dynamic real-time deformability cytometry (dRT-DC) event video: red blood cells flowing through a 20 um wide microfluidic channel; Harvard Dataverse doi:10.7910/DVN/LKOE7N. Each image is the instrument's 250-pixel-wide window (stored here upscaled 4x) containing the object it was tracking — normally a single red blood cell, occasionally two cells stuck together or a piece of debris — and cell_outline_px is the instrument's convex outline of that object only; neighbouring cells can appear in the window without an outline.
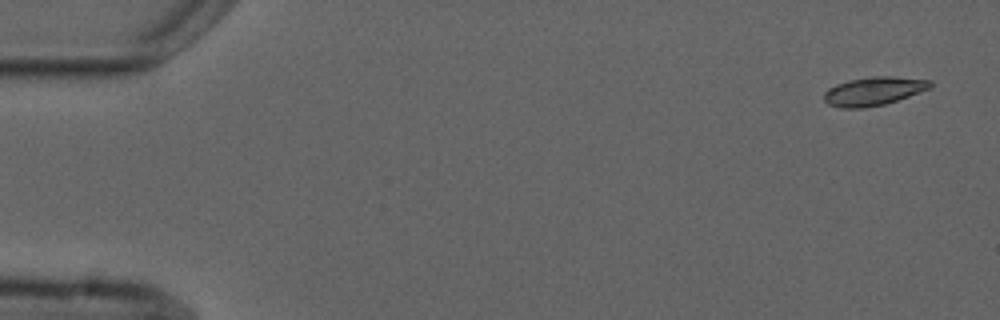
{"species": "common noctule bat (a hibernating species)", "species_latin": "Nyctalus noctula", "temperature_condition": "cold", "stored_images_in_passage": 6, "camera_frame_rate_fps": 3000, "um_per_image_px": 0.085, "animal": {"sex": "male", "forearm_length_mm": 52.5}, "frame": {"image": 1, "passage_image": 1, "time_ms": 0.0, "image_size_px": [1000, 320], "cell_outline_px": [[932, 88], [884, 104], [864, 108], [840, 108], [828, 104], [824, 100], [824, 92], [828, 88], [836, 84], [848, 80], [872, 76], [892, 76], [932, 80]], "centroid_in_image_um": [74.25, 7.74], "position_along_channel_um": 10.7, "area_um2": 17.74}}
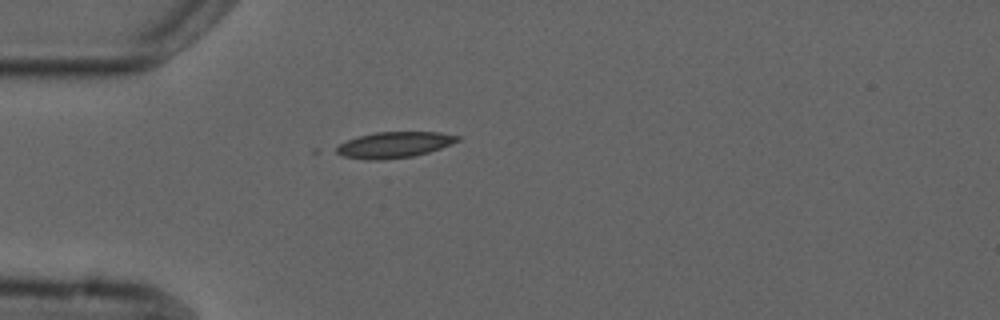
{"frame": {"image": 2, "passage_image": 4, "time_ms": 4.333, "image_size_px": [1000, 320], "cell_outline_px": [[460, 140], [452, 144], [428, 152], [412, 156], [380, 160], [368, 160], [344, 156], [336, 152], [332, 148], [348, 140], [360, 136], [376, 132], [440, 132], [460, 136]], "centroid_in_image_um": [33.51, 12.31], "position_along_channel_um": 51.5, "area_um2": 18.21}}